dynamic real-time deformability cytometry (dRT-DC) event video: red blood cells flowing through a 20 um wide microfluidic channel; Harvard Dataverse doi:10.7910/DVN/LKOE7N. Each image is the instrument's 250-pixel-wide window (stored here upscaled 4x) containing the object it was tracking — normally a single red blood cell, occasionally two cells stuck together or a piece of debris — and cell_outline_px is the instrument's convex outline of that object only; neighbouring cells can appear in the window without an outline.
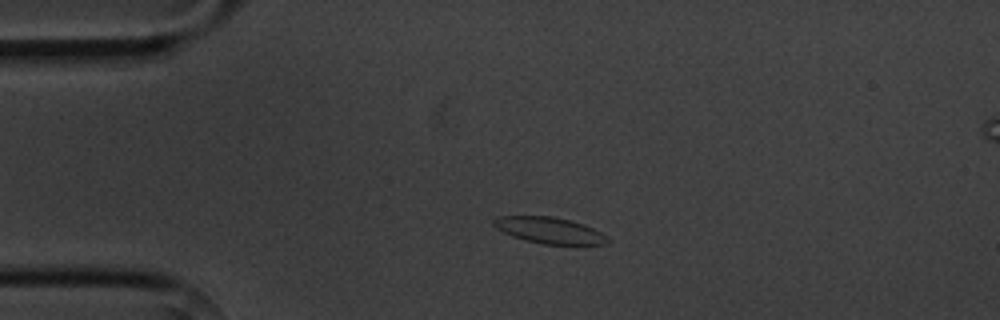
{"species": "common noctule bat (a hibernating species)", "species_latin": "Nyctalus noctula", "temperature_condition": "cold", "stored_images_in_passage": 4, "camera_frame_rate_fps": 3000, "um_per_image_px": 0.085, "animal": {"sex": "male", "body_mass_g": 20.1, "forearm_length_mm": 53.5}, "frame": {"image": 1, "passage_image": 2, "time_ms": 1.0, "image_size_px": [1000, 320], "cell_outline_px": [[608, 244], [544, 244], [524, 240], [512, 236], [496, 228], [492, 224], [492, 220], [500, 216], [552, 216], [584, 224], [608, 236]], "centroid_in_image_um": [46.68, 19.58], "position_along_channel_um": 38.3, "area_um2": 17.28}}